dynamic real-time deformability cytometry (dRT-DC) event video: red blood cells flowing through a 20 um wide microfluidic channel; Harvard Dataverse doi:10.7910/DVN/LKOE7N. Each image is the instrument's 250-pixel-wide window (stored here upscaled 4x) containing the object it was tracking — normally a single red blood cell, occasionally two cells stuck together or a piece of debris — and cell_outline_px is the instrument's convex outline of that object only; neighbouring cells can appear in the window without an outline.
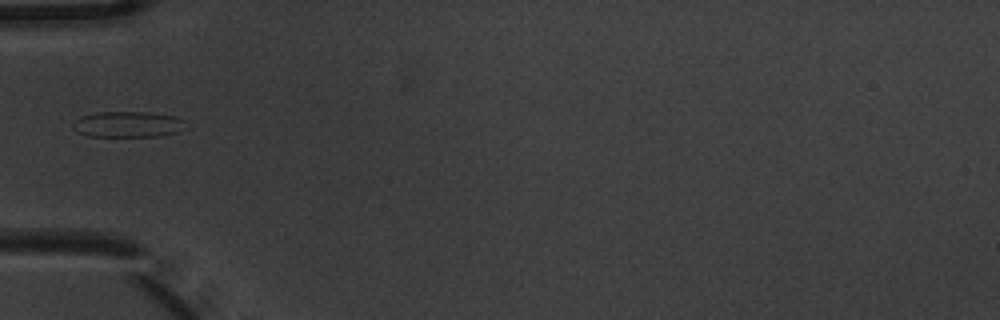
{"species": "common noctule bat (a hibernating species)", "species_latin": "Nyctalus noctula", "temperature_condition": "warm", "stored_images_in_passage": 2, "camera_frame_rate_fps": 3000, "um_per_image_px": 0.085, "animal": {"sex": "male", "body_mass_g": 20.1, "forearm_length_mm": 53.5}, "frame": {"image": 1, "passage_image": 1, "time_ms": 0.0, "image_size_px": [1000, 320], "cell_outline_px": [[184, 128], [176, 132], [160, 136], [88, 136], [76, 132], [72, 128], [72, 124], [80, 116], [96, 112], [148, 112], [176, 116], [184, 120]], "centroid_in_image_um": [10.83, 10.56], "position_along_channel_um": 74.2, "area_um2": 17.05}}
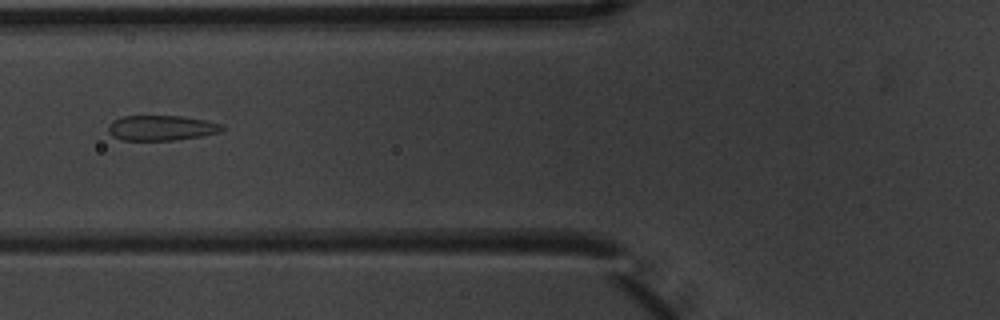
{"frame": {"image": 2, "passage_image": 2, "time_ms": 0.333, "image_size_px": [1000, 320], "cell_outline_px": [[224, 128], [220, 132], [200, 136], [176, 140], [124, 140], [112, 136], [108, 132], [108, 124], [112, 120], [120, 116], [184, 116], [224, 124]], "centroid_in_image_um": [13.7, 10.86], "position_along_channel_um": 112.1, "area_um2": 16.82}}